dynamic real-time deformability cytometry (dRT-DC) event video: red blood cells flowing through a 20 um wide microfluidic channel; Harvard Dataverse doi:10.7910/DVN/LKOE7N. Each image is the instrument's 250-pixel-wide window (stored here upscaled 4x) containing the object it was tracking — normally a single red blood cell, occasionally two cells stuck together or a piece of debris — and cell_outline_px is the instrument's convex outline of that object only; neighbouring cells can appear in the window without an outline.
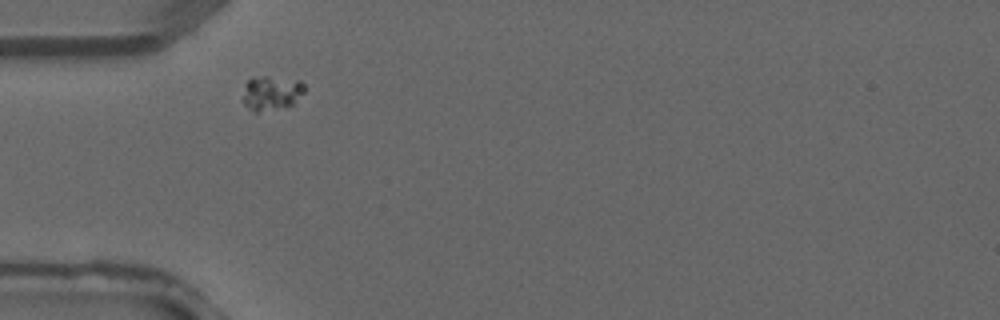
{"species": "common noctule bat (a hibernating species)", "species_latin": "Nyctalus noctula", "temperature_condition": "warm", "stored_images_in_passage": 1, "camera_frame_rate_fps": 3000, "um_per_image_px": 0.085, "animal": {"sex": "male", "forearm_length_mm": 52.5}, "frame": {"image": 1, "passage_image": 1, "time_ms": 0.0, "image_size_px": [1000, 320], "cell_outline_px": [[304, 92], [292, 104], [256, 112], [252, 112], [244, 104], [244, 84], [248, 80], [264, 76], [268, 76], [300, 80], [304, 84]], "centroid_in_image_um": [23.06, 7.88], "position_along_channel_um": 61.9, "area_um2": 12.08}}